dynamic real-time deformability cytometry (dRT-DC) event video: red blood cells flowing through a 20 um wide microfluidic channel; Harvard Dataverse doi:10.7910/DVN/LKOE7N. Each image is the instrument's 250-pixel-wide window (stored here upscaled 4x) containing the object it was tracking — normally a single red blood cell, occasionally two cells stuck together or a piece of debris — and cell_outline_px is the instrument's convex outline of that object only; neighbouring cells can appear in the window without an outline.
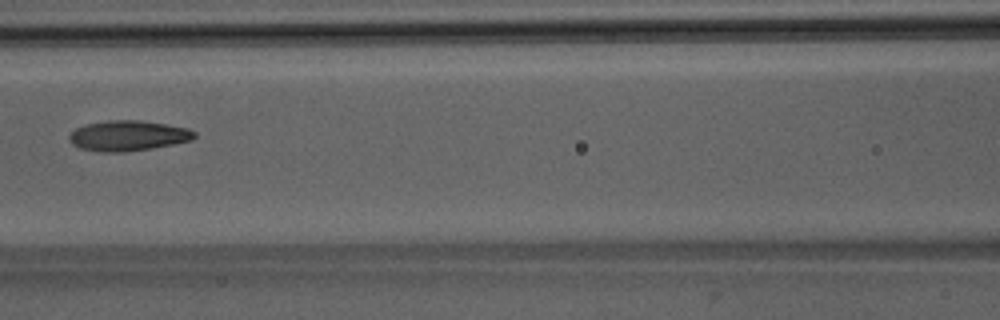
{"species": "Egyptian fruit bat (a non-hibernating species)", "species_latin": "Rousettus aegyptiacus", "temperature_condition": "room temperature", "stored_images_in_passage": 4, "camera_frame_rate_fps": 3000, "um_per_image_px": 0.085, "animal": {"sex": "male"}, "frame": {"image": 1, "passage_image": 3, "time_ms": 2.333, "image_size_px": [1000, 320], "cell_outline_px": [[196, 136], [192, 140], [152, 148], [120, 152], [104, 152], [80, 148], [72, 144], [68, 140], [68, 136], [76, 128], [88, 124], [108, 120], [140, 120], [188, 128], [196, 132]], "centroid_in_image_um": [10.88, 11.53], "position_along_channel_um": 155.7, "area_um2": 21.96}}